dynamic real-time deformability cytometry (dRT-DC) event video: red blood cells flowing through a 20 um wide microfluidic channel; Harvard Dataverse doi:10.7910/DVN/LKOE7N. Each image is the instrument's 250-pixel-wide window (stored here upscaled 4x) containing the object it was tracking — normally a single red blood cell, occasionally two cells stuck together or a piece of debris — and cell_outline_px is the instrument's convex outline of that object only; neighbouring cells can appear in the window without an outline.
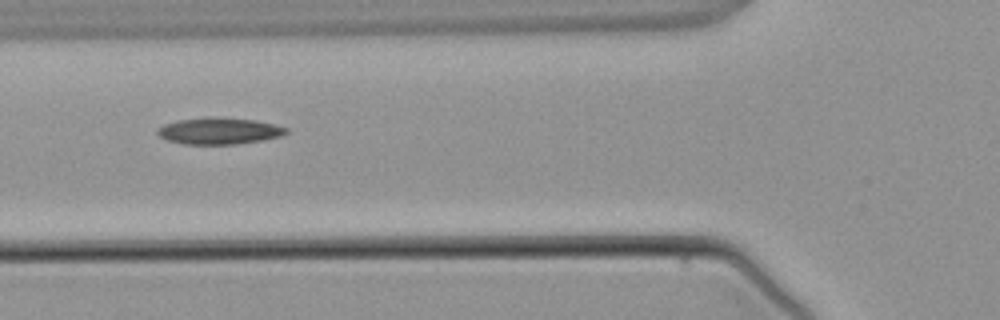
{"species": "common noctule bat (a hibernating species)", "species_latin": "Nyctalus noctula", "temperature_condition": "warm", "stored_images_in_passage": 4, "camera_frame_rate_fps": 3000, "um_per_image_px": 0.085, "animal": {"sex": "male", "body_mass_g": 21.5, "forearm_length_mm": 52.0}, "frame": {"image": 1, "passage_image": 4, "time_ms": 4.333, "image_size_px": [1000, 320], "cell_outline_px": [[288, 132], [280, 136], [264, 140], [236, 144], [184, 144], [168, 140], [160, 136], [156, 132], [164, 124], [176, 120], [212, 116], [256, 120], [288, 128]], "centroid_in_image_um": [18.63, 11.12], "position_along_channel_um": 107.2, "area_um2": 19.94}}